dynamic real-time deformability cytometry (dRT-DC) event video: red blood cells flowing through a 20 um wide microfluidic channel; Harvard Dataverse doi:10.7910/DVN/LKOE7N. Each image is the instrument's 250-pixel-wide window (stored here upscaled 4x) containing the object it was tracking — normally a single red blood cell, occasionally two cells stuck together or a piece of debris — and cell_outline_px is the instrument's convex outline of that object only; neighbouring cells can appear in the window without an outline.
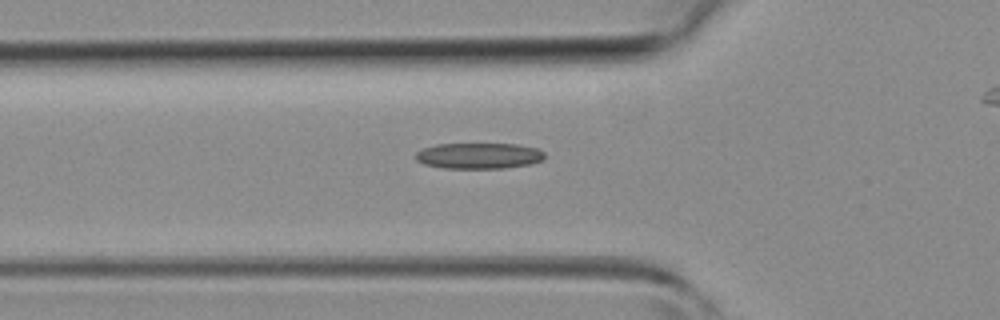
{"species": "common noctule bat (a hibernating species)", "species_latin": "Nyctalus noctula", "temperature_condition": "room temperature", "stored_images_in_passage": 26, "camera_frame_rate_fps": 3000, "um_per_image_px": 0.085, "animal": {"sex": "female", "body_mass_g": 19.3, "forearm_length_mm": 54.1}, "frame": {"image": 1, "passage_image": 3, "time_ms": 0.667, "image_size_px": [1000, 320], "cell_outline_px": [[544, 160], [532, 164], [504, 168], [444, 168], [424, 164], [416, 160], [416, 152], [424, 148], [436, 144], [516, 144], [536, 148], [544, 152]], "centroid_in_image_um": [40.72, 13.24], "position_along_channel_um": 85.1, "area_um2": 19.48}}
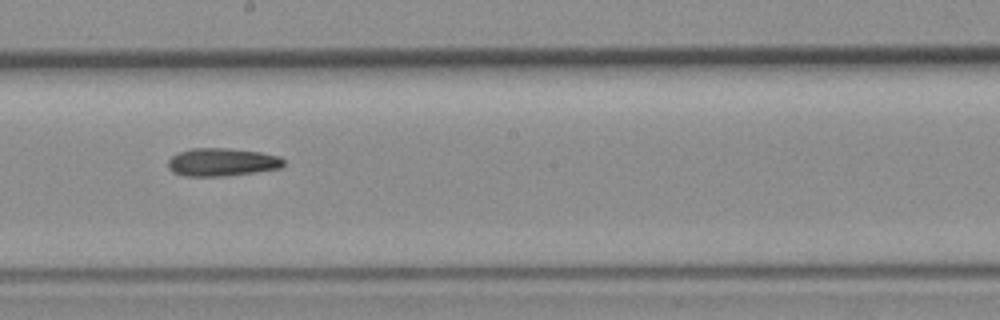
{"frame": {"image": 2, "passage_image": 12, "time_ms": 3.667, "image_size_px": [1000, 320], "cell_outline_px": [[284, 164], [280, 168], [256, 172], [224, 176], [184, 176], [172, 172], [168, 168], [168, 160], [172, 156], [180, 152], [192, 148], [228, 148], [260, 152], [280, 156], [284, 160]], "centroid_in_image_um": [18.86, 13.78], "position_along_channel_um": 229.3, "area_um2": 18.9}}
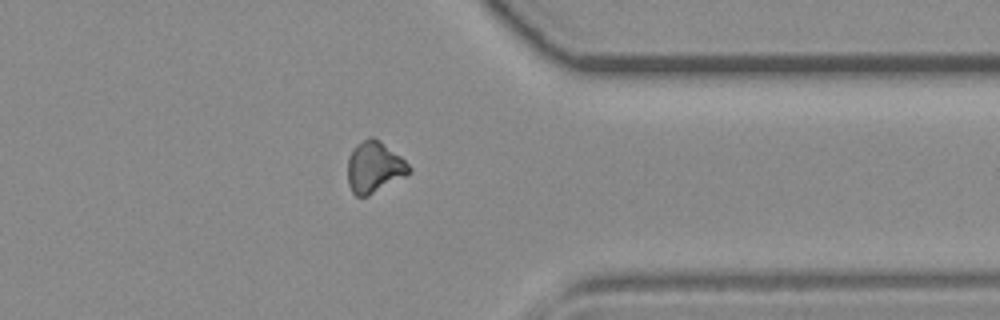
{"frame": {"image": 3, "passage_image": 22, "time_ms": 7.0, "image_size_px": [1000, 320], "cell_outline_px": [[412, 172], [368, 196], [356, 196], [352, 192], [348, 184], [348, 156], [352, 148], [356, 144], [368, 136], [372, 136], [380, 140], [400, 156], [412, 168]], "centroid_in_image_um": [31.79, 14.19], "position_along_channel_um": 379.6, "area_um2": 18.44}}